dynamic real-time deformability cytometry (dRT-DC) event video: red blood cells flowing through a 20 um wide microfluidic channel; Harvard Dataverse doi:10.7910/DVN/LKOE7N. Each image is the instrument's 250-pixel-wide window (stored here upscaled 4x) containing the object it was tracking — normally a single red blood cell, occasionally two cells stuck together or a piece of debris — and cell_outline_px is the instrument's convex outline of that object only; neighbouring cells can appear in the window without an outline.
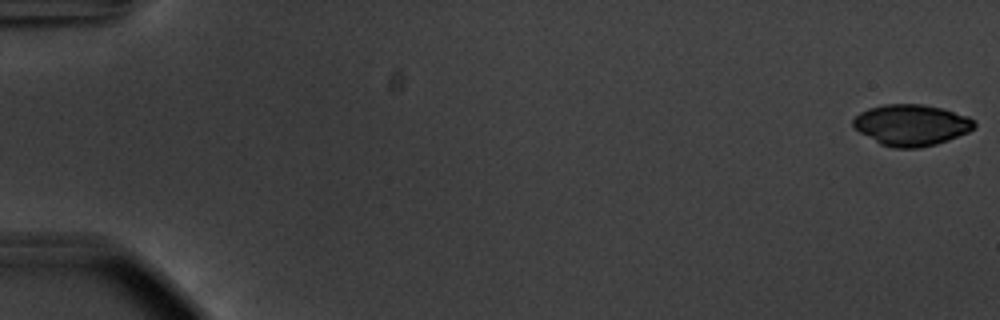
{"species": "common noctule bat (a hibernating species)", "species_latin": "Nyctalus noctula", "temperature_condition": "warm", "stored_images_in_passage": 55, "camera_frame_rate_fps": 3000, "um_per_image_px": 0.085, "animal": {"sex": "male", "body_mass_g": 20.1, "forearm_length_mm": 53.5}, "frame": {"image": 1, "passage_image": 1, "time_ms": 0.0, "image_size_px": [1000, 320], "cell_outline_px": [[976, 124], [968, 132], [948, 140], [936, 144], [920, 148], [892, 148], [880, 144], [860, 132], [852, 124], [852, 120], [860, 112], [868, 108], [884, 104], [924, 104], [940, 108], [968, 116]], "centroid_in_image_um": [77.44, 10.63], "position_along_channel_um": 7.6, "area_um2": 28.96}}
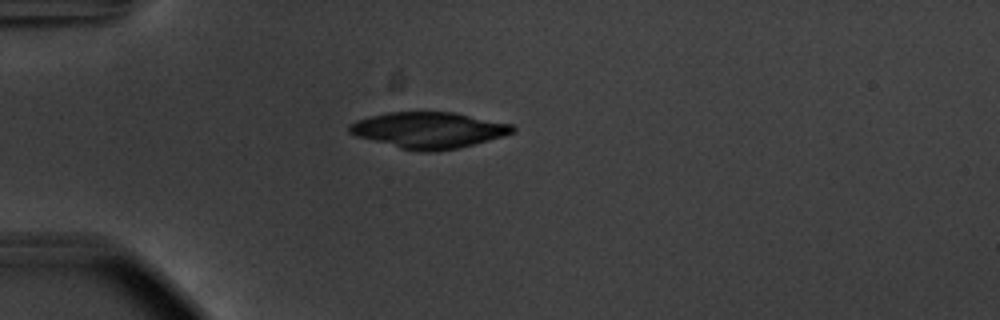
{"frame": {"image": 2, "passage_image": 16, "time_ms": 5.0, "image_size_px": [1000, 320], "cell_outline_px": [[516, 132], [504, 136], [456, 148], [436, 152], [420, 152], [400, 148], [356, 136], [348, 132], [348, 124], [356, 120], [388, 112], [452, 112], [512, 124], [516, 128]], "centroid_in_image_um": [36.43, 11.06], "position_along_channel_um": 48.6, "area_um2": 34.22}}
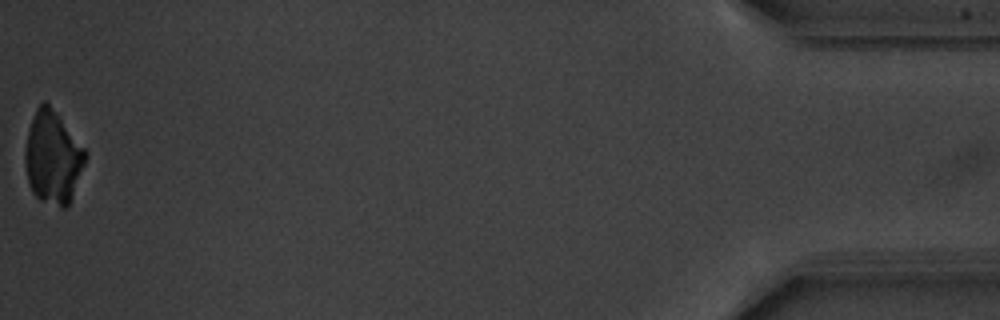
{"frame": {"image": 3, "passage_image": 55, "time_ms": 18.0, "image_size_px": [1000, 320], "cell_outline_px": [[88, 156], [68, 208], [60, 208], [40, 200], [32, 192], [28, 180], [24, 160], [24, 156], [28, 132], [36, 108], [44, 100], [60, 116], [84, 148]], "centroid_in_image_um": [4.5, 13.42], "position_along_channel_um": 430.7, "area_um2": 32.54}}